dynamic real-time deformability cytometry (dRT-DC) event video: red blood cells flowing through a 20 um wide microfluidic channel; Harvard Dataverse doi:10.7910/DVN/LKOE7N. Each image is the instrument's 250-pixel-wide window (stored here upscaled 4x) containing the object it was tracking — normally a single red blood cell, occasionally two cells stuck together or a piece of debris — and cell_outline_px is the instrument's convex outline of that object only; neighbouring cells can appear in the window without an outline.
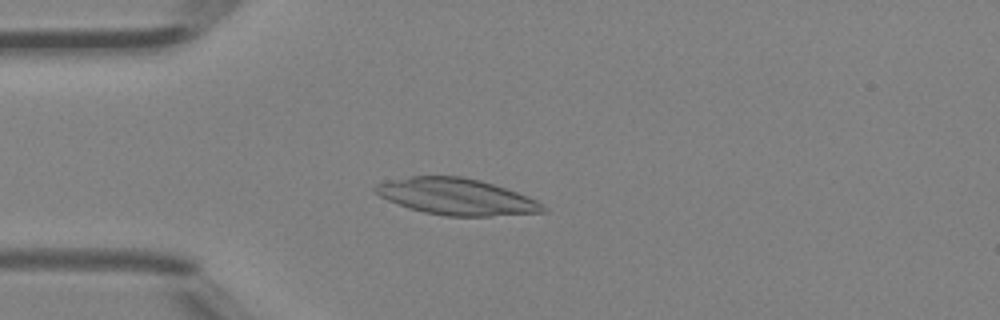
{"species": "Egyptian fruit bat (a non-hibernating species)", "species_latin": "Rousettus aegyptiacus", "temperature_condition": "room temperature", "stored_images_in_passage": 4, "camera_frame_rate_fps": 3000, "um_per_image_px": 0.085, "animal": {"sex": "female"}, "frame": {"image": 1, "passage_image": 3, "time_ms": 0.667, "image_size_px": [1000, 320], "cell_outline_px": [[548, 212], [492, 216], [444, 216], [424, 212], [408, 208], [388, 200], [372, 192], [372, 188], [376, 184], [384, 180], [412, 176], [460, 176], [480, 180], [528, 196], [544, 204], [548, 208]], "centroid_in_image_um": [38.78, 16.72], "position_along_channel_um": 46.2, "area_um2": 35.89}}